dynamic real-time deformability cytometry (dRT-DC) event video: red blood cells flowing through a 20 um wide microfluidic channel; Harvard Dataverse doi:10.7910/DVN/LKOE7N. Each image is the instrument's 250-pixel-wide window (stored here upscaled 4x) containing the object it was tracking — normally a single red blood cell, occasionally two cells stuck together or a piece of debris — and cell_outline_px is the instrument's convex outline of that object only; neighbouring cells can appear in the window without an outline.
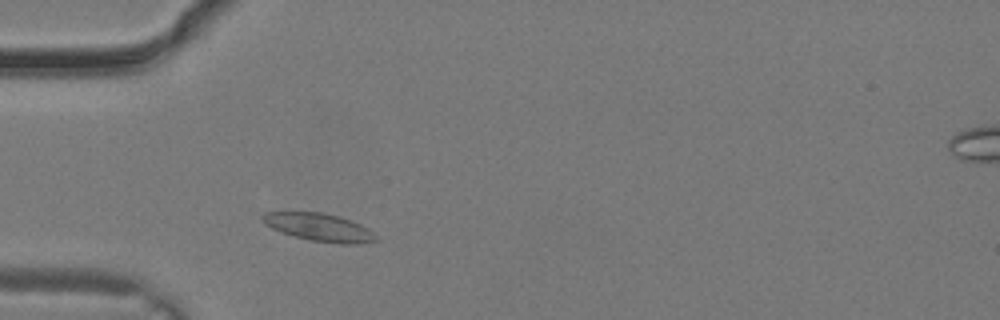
{"species": "common noctule bat (a hibernating species)", "species_latin": "Nyctalus noctula", "temperature_condition": "warm", "stored_images_in_passage": 6, "camera_frame_rate_fps": 3000, "um_per_image_px": 0.085, "animal": {"sex": "male", "body_mass_g": 19.2, "forearm_length_mm": 51.8}, "frame": {"image": 1, "passage_image": 4, "time_ms": 1.0, "image_size_px": [1000, 320], "cell_outline_px": [[380, 240], [352, 244], [340, 244], [308, 240], [280, 232], [264, 224], [260, 220], [260, 216], [264, 212], [324, 212], [340, 216], [352, 220], [368, 228]], "centroid_in_image_um": [27.1, 19.31], "position_along_channel_um": 57.9, "area_um2": 18.67}}
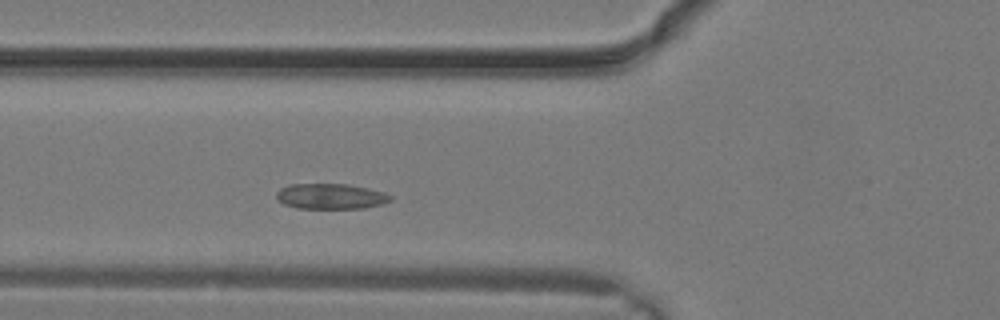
{"frame": {"image": 2, "passage_image": 6, "time_ms": 1.667, "image_size_px": [1000, 320], "cell_outline_px": [[392, 200], [384, 204], [364, 208], [296, 208], [284, 204], [276, 200], [276, 192], [280, 188], [288, 184], [348, 184], [368, 188], [384, 192], [392, 196]], "centroid_in_image_um": [28.1, 16.68], "position_along_channel_um": 97.7, "area_um2": 17.11}}